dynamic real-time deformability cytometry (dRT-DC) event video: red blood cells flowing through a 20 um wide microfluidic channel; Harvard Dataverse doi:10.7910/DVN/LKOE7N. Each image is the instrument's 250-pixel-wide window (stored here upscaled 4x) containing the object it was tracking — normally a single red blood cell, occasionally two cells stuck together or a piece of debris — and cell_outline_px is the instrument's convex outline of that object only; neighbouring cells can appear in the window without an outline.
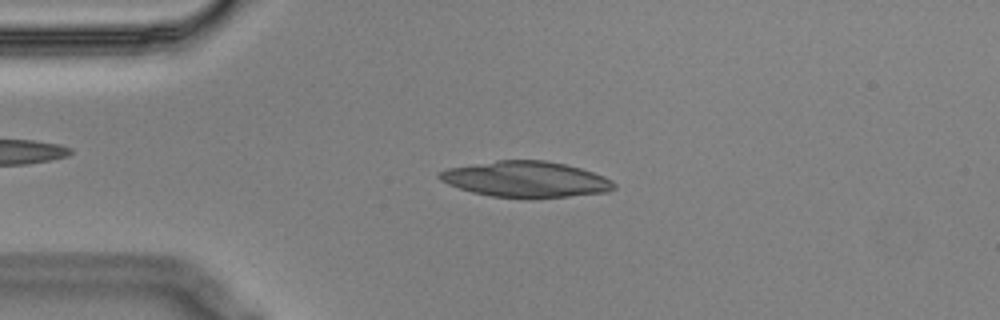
{"species": "Egyptian fruit bat (a non-hibernating species)", "species_latin": "Rousettus aegyptiacus", "temperature_condition": "cold", "stored_images_in_passage": 55, "camera_frame_rate_fps": 3000, "um_per_image_px": 0.085, "animal": {"sex": "male"}, "frame": {"image": 1, "passage_image": 12, "time_ms": 3.667, "image_size_px": [1000, 320], "cell_outline_px": [[616, 188], [608, 192], [532, 200], [492, 196], [472, 192], [448, 184], [440, 180], [436, 176], [440, 172], [448, 168], [496, 160], [544, 160], [564, 164], [580, 168], [604, 176], [612, 180], [616, 184]], "centroid_in_image_um": [44.72, 15.26], "position_along_channel_um": 40.3, "area_um2": 36.93}}